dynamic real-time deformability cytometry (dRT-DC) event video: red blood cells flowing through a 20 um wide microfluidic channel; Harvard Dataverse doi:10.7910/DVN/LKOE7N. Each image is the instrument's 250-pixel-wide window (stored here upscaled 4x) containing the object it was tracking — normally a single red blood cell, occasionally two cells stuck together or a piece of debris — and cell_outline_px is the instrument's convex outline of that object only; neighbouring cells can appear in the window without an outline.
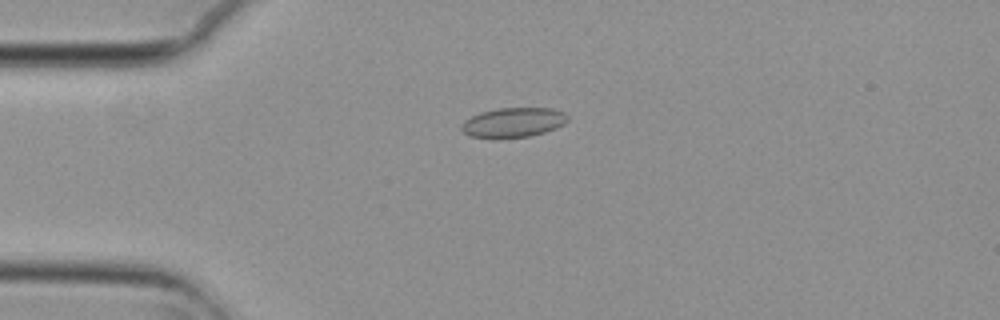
{"species": "common noctule bat (a hibernating species)", "species_latin": "Nyctalus noctula", "temperature_condition": "cold", "stored_images_in_passage": 5, "camera_frame_rate_fps": 3000, "um_per_image_px": 0.085, "animal": {"sex": "female", "body_mass_g": 29.2, "forearm_length_mm": 56.3}, "frame": {"image": 1, "passage_image": 4, "time_ms": 1.0, "image_size_px": [1000, 320], "cell_outline_px": [[568, 120], [564, 124], [556, 128], [544, 132], [528, 136], [468, 136], [460, 128], [460, 124], [464, 120], [480, 112], [496, 108], [552, 108], [564, 112], [568, 116]], "centroid_in_image_um": [43.64, 10.37], "position_along_channel_um": 41.4, "area_um2": 17.98}}